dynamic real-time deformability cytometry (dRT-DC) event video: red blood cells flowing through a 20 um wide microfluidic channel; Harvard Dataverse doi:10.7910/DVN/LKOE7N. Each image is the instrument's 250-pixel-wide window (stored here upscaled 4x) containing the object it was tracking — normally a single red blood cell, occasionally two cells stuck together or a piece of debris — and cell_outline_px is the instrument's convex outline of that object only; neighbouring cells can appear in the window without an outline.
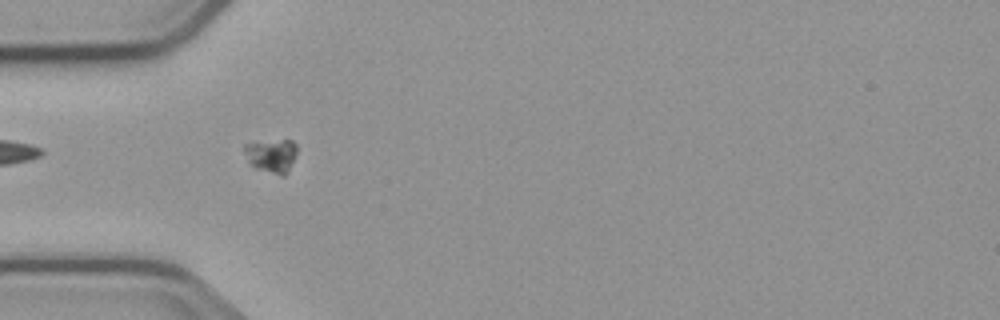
{"species": "common noctule bat (a hibernating species)", "species_latin": "Nyctalus noctula", "temperature_condition": "cold", "stored_images_in_passage": 2, "camera_frame_rate_fps": 3000, "um_per_image_px": 0.085, "animal": {"sex": "male", "body_mass_g": 23.1, "forearm_length_mm": 52.7}, "frame": {"image": 1, "passage_image": 1, "time_ms": 0.0, "image_size_px": [1000, 320], "cell_outline_px": [[296, 152], [288, 172], [284, 176], [280, 176], [256, 168], [248, 164], [244, 148], [244, 144], [284, 140], [292, 140], [296, 144]], "centroid_in_image_um": [23.08, 13.26], "position_along_channel_um": 61.9, "area_um2": 10.17}}
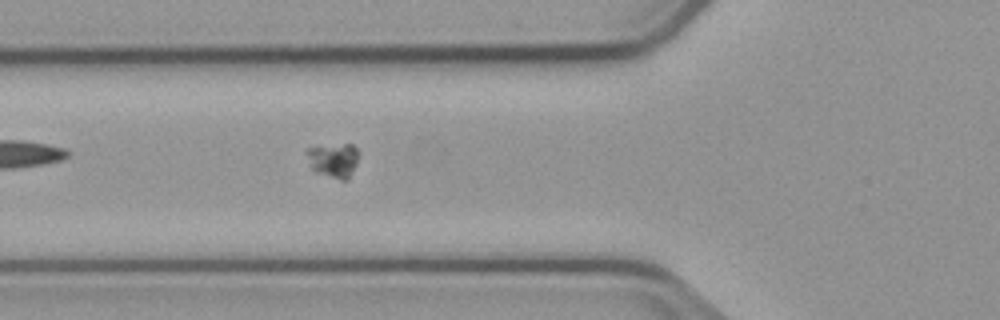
{"frame": {"image": 2, "passage_image": 2, "time_ms": 1.0, "image_size_px": [1000, 320], "cell_outline_px": [[356, 164], [348, 180], [340, 180], [316, 172], [312, 168], [304, 152], [308, 148], [344, 144], [352, 144], [356, 148]], "centroid_in_image_um": [28.32, 13.63], "position_along_channel_um": 97.5, "area_um2": 10.17}}